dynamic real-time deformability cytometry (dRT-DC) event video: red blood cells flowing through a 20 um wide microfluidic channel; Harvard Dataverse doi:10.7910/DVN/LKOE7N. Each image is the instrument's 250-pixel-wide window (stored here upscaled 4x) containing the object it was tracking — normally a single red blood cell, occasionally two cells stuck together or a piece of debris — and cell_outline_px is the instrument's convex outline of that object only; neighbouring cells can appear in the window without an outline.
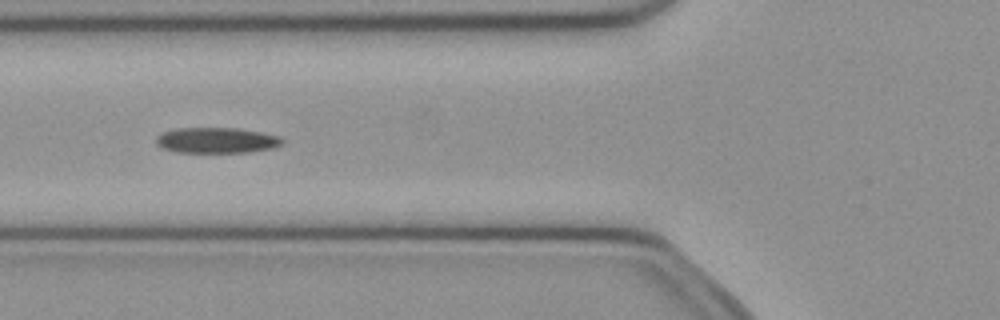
{"species": "common noctule bat (a hibernating species)", "species_latin": "Nyctalus noctula", "temperature_condition": "cold", "stored_images_in_passage": 26, "camera_frame_rate_fps": 3000, "um_per_image_px": 0.085, "animal": {"sex": "female", "body_mass_g": 21.9}, "frame": {"image": 1, "passage_image": 9, "time_ms": 2.667, "image_size_px": [1000, 320], "cell_outline_px": [[284, 144], [272, 148], [248, 152], [176, 152], [160, 148], [156, 144], [156, 136], [160, 132], [176, 128], [240, 128], [280, 136], [284, 140]], "centroid_in_image_um": [18.38, 11.92], "position_along_channel_um": 107.4, "area_um2": 19.07}}
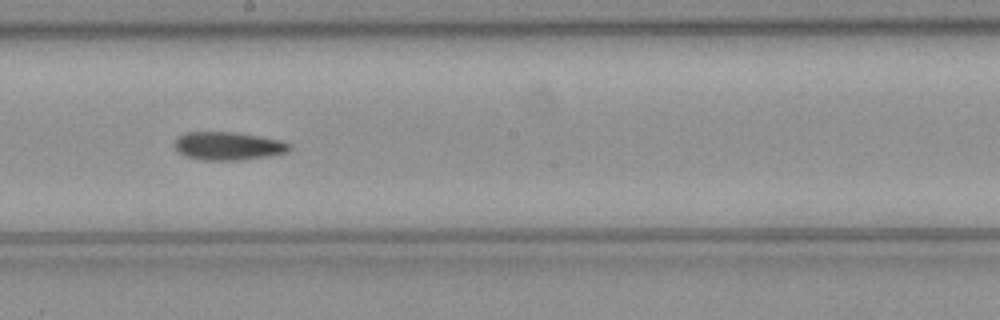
{"frame": {"image": 2, "passage_image": 18, "time_ms": 5.667, "image_size_px": [1000, 320], "cell_outline_px": [[292, 148], [288, 152], [268, 156], [236, 160], [200, 160], [188, 156], [180, 152], [176, 148], [176, 140], [184, 132], [236, 132], [284, 140], [292, 144]], "centroid_in_image_um": [19.48, 12.4], "position_along_channel_um": 228.7, "area_um2": 18.84}}
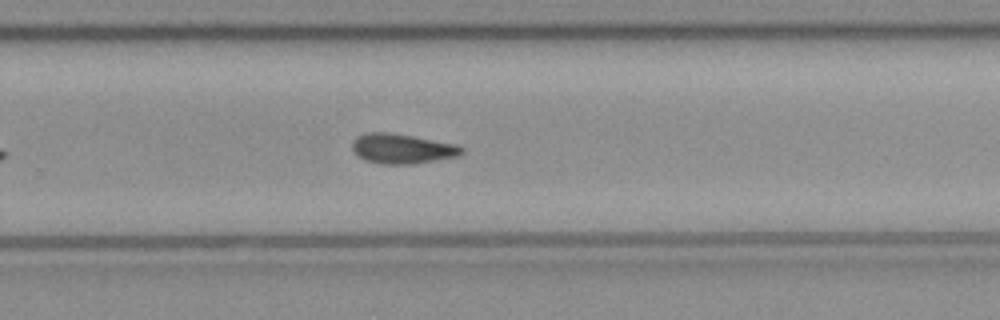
{"frame": {"image": 3, "passage_image": 23, "time_ms": 7.333, "image_size_px": [1000, 320], "cell_outline_px": [[464, 152], [456, 156], [412, 164], [380, 164], [364, 160], [352, 152], [352, 140], [356, 136], [368, 132], [388, 132], [412, 136], [456, 144], [464, 148]], "centroid_in_image_um": [34.11, 12.63], "position_along_channel_um": 295.7, "area_um2": 19.07}}